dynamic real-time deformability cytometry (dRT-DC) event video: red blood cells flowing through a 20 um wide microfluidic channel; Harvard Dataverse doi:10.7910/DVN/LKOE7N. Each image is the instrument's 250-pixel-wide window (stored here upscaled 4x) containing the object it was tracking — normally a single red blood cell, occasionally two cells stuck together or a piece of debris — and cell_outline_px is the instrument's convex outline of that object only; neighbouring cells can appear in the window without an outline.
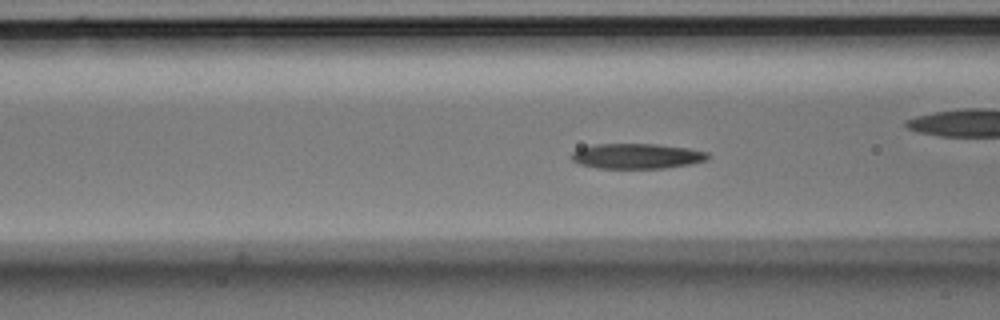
{"species": "Egyptian fruit bat (a non-hibernating species)", "species_latin": "Rousettus aegyptiacus", "temperature_condition": "room temperature", "stored_images_in_passage": 43, "camera_frame_rate_fps": 3000, "um_per_image_px": 0.085, "animal": {"sex": "male"}, "frame": {"image": 1, "passage_image": 7, "time_ms": 2.0, "image_size_px": [1000, 320], "cell_outline_px": [[708, 160], [692, 164], [664, 168], [600, 168], [580, 164], [572, 160], [568, 156], [572, 152], [580, 148], [592, 144], [656, 144], [688, 148], [708, 152]], "centroid_in_image_um": [54.12, 13.26], "position_along_channel_um": 112.5, "area_um2": 20.11}, "authors_computed_cell_mechanics": {"area_um2": 20.1144, "velocity_mm_per_s": 3.5604, "shape_relaxation_time_tau1_ms": 6.8047, "shape_relaxation_time_tau2_ms": 2.9617, "deformation_change_tau1": 0.1951, "deformation_change_tau2": 0.0955}}